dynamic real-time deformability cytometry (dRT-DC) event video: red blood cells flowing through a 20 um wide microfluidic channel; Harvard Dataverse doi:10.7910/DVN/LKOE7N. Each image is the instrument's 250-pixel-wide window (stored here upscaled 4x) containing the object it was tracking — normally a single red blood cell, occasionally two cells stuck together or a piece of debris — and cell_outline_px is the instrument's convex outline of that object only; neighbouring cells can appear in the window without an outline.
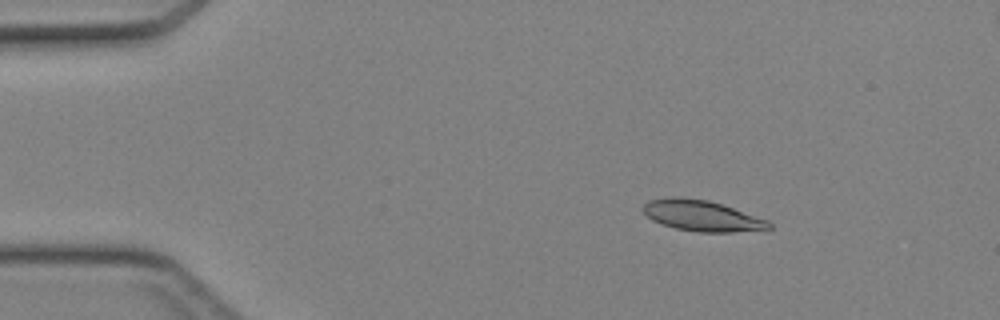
{"species": "Egyptian fruit bat (a non-hibernating species)", "species_latin": "Rousettus aegyptiacus", "temperature_condition": "cold", "stored_images_in_passage": 44, "camera_frame_rate_fps": 3000, "um_per_image_px": 0.085, "animal": {"sex": "female"}, "frame": {"image": 1, "passage_image": 6, "time_ms": 1.667, "image_size_px": [1000, 320], "cell_outline_px": [[772, 228], [732, 232], [700, 232], [676, 228], [652, 220], [640, 208], [648, 200], [676, 196], [708, 200], [768, 220], [772, 224]], "centroid_in_image_um": [59.63, 18.33], "position_along_channel_um": 25.4, "area_um2": 22.31}}
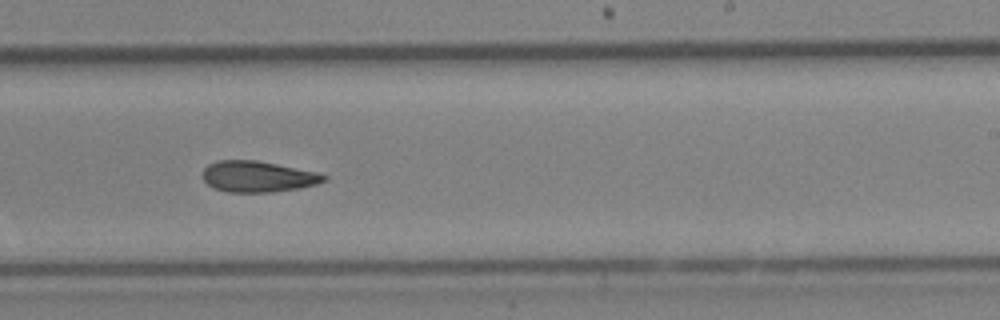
{"frame": {"image": 2, "passage_image": 27, "time_ms": 8.667, "image_size_px": [1000, 320], "cell_outline_px": [[328, 180], [316, 184], [300, 188], [272, 192], [228, 192], [212, 188], [204, 180], [204, 168], [208, 164], [216, 160], [256, 160], [316, 172], [328, 176]], "centroid_in_image_um": [21.91, 15.01], "position_along_channel_um": 267.1, "area_um2": 21.91}}
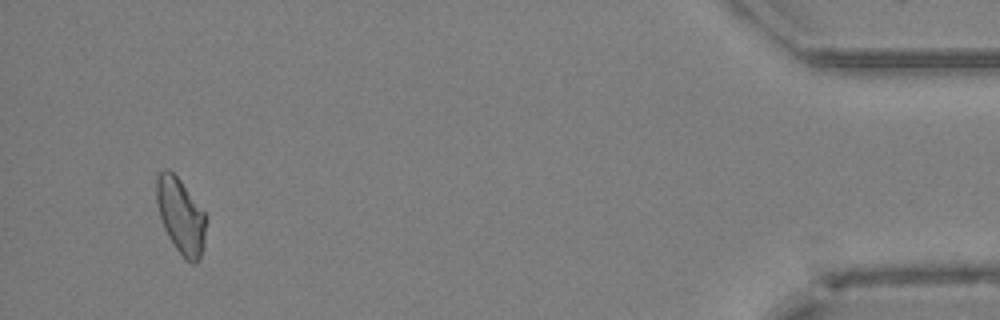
{"frame": {"image": 3, "passage_image": 42, "time_ms": 13.667, "image_size_px": [1000, 320], "cell_outline_px": [[208, 220], [204, 248], [200, 260], [196, 264], [192, 264], [176, 248], [168, 236], [164, 228], [160, 216], [156, 200], [156, 176], [164, 168], [168, 168], [180, 180], [208, 216]], "centroid_in_image_um": [15.4, 18.36], "position_along_channel_um": 419.8, "area_um2": 22.08}}